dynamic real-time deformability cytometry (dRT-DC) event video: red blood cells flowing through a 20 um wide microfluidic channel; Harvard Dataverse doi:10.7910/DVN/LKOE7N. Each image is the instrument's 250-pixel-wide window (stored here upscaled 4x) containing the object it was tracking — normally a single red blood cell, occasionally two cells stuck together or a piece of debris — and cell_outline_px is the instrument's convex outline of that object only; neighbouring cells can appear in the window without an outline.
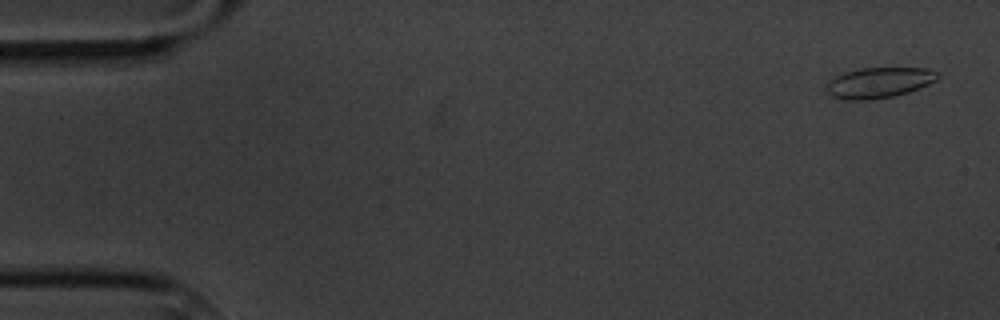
{"species": "common noctule bat (a hibernating species)", "species_latin": "Nyctalus noctula", "temperature_condition": "cold", "stored_images_in_passage": 4, "segment_of_instrument_passage": [1, 2], "camera_frame_rate_fps": 3000, "um_per_image_px": 0.085, "animal": {"sex": "male", "body_mass_g": 20.1, "forearm_length_mm": 53.5}, "frame": {"image": 1, "passage_image": 1, "time_ms": 0.0, "image_size_px": [1000, 320], "cell_outline_px": [[940, 76], [936, 80], [928, 84], [908, 92], [892, 96], [868, 100], [848, 100], [832, 96], [824, 88], [828, 80], [844, 72], [860, 68], [928, 68], [940, 72]], "centroid_in_image_um": [74.7, 7.01], "position_along_channel_um": 10.3, "area_um2": 19.88}}